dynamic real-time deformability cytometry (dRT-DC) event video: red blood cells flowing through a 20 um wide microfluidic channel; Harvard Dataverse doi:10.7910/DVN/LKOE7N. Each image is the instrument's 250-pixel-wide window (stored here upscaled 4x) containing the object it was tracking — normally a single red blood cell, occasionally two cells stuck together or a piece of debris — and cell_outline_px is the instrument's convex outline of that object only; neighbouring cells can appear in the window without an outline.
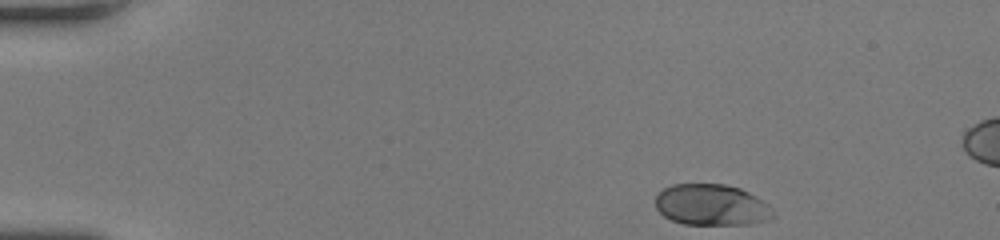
{"species": "human", "species_latin": "Homo sapiens", "temperature_condition": "room temperature", "stored_images_in_passage": 43, "camera_frame_rate_fps": 3000, "um_per_image_px": 0.085, "donor": {"sex": "female"}, "frame": {"image": 1, "passage_image": 1, "time_ms": 0.0, "image_size_px": [1000, 240], "cell_outline_px": [[776, 216], [768, 220], [748, 224], [684, 224], [672, 220], [664, 216], [656, 208], [656, 192], [672, 184], [724, 184], [740, 188], [756, 196], [768, 204], [772, 208]], "centroid_in_image_um": [60.48, 17.41], "position_along_channel_um": 24.5, "area_um2": 28.38}}
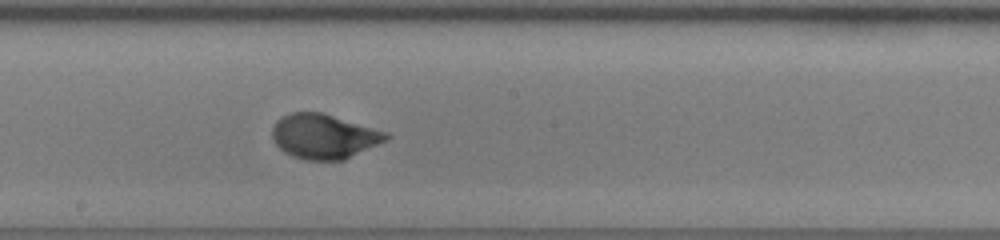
{"frame": {"image": 2, "passage_image": 22, "time_ms": 7.0, "image_size_px": [1000, 240], "cell_outline_px": [[392, 136], [388, 140], [344, 160], [304, 160], [292, 156], [284, 152], [276, 144], [272, 136], [272, 128], [276, 120], [292, 112], [320, 112], [388, 132]], "centroid_in_image_um": [27.55, 11.6], "position_along_channel_um": 220.7, "area_um2": 29.65}}
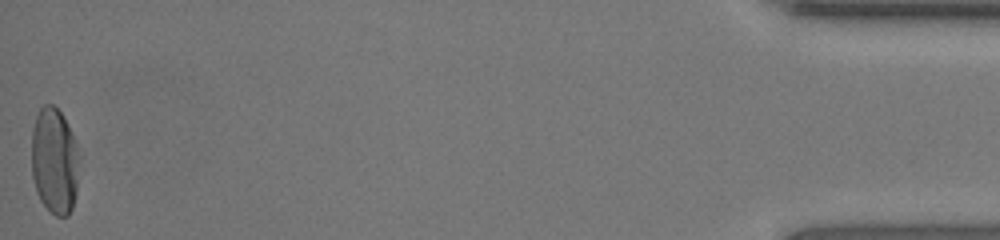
{"frame": {"image": 3, "passage_image": 43, "time_ms": 14.0, "image_size_px": [1000, 240], "cell_outline_px": [[80, 156], [76, 192], [72, 208], [68, 216], [56, 216], [40, 200], [36, 192], [32, 176], [32, 128], [36, 116], [40, 108], [44, 104], [52, 104], [64, 116]], "centroid_in_image_um": [4.62, 13.68], "position_along_channel_um": 430.6, "area_um2": 29.59}, "authors_computed_cell_mechanics": {"area_um2": 28.6688, "velocity_mm_per_s": 4.2815, "shape_relaxation_time_tau1_ms": 3.1168, "shape_relaxation_time_tau2_ms": null, "deformation_change_tau1": 0.187, "deformation_change_tau2": null}}